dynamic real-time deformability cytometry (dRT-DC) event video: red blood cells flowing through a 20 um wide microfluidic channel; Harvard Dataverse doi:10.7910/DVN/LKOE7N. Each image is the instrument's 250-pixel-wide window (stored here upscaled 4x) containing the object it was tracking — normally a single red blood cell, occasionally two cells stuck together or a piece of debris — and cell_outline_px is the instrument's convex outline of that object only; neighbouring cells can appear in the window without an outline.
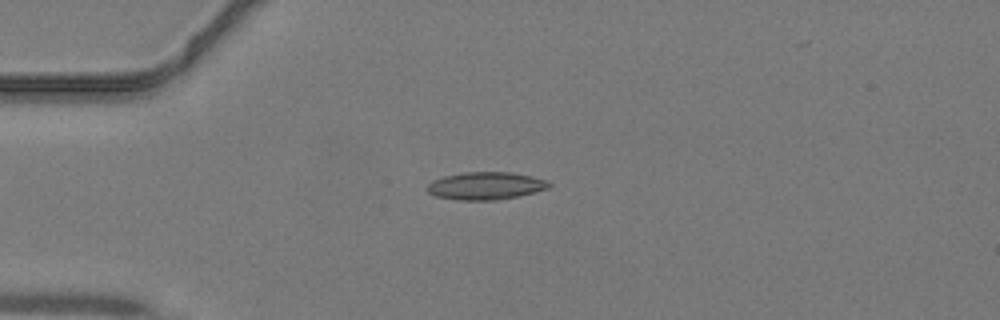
{"species": "common noctule bat (a hibernating species)", "species_latin": "Nyctalus noctula", "temperature_condition": "warm", "stored_images_in_passage": 33, "camera_frame_rate_fps": 3000, "um_per_image_px": 0.085, "animal": {"sex": "male", "body_mass_g": 19.2, "forearm_length_mm": 51.8}, "frame": {"image": 1, "passage_image": 2, "time_ms": 0.333, "image_size_px": [1000, 320], "cell_outline_px": [[552, 184], [548, 188], [536, 192], [496, 200], [456, 200], [436, 196], [428, 192], [428, 184], [432, 180], [444, 176], [464, 172], [512, 172], [532, 176], [544, 180]], "centroid_in_image_um": [41.27, 15.79], "position_along_channel_um": 43.7, "area_um2": 19.54}}
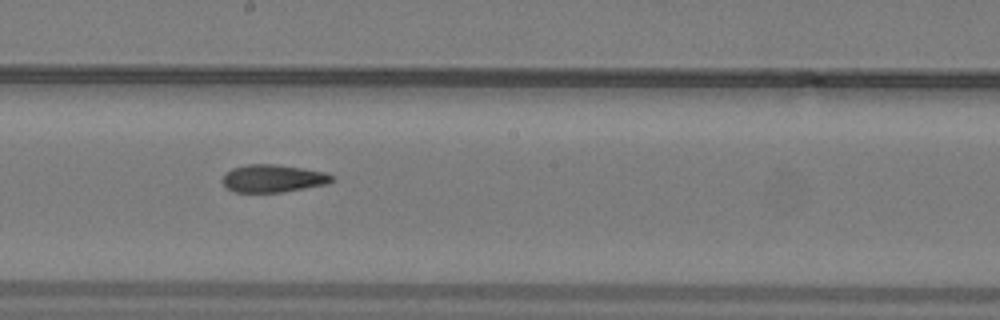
{"frame": {"image": 2, "passage_image": 15, "time_ms": 4.667, "image_size_px": [1000, 320], "cell_outline_px": [[336, 180], [328, 184], [280, 192], [232, 192], [220, 180], [224, 172], [232, 168], [244, 164], [276, 164], [304, 168], [324, 172], [336, 176]], "centroid_in_image_um": [23.2, 15.15], "position_along_channel_um": 225.0, "area_um2": 17.98}}
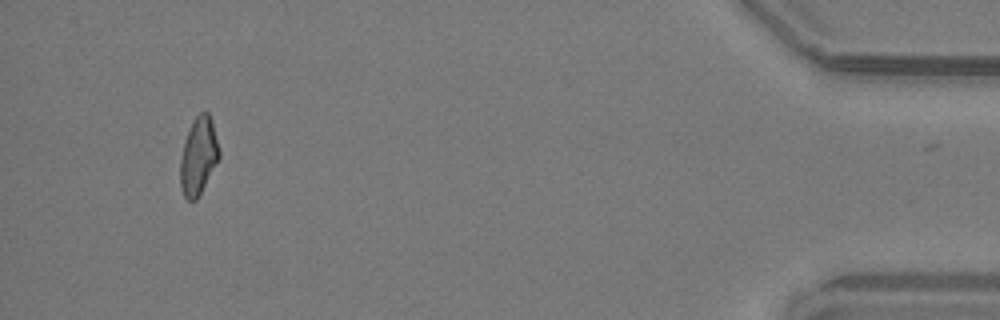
{"frame": {"image": 3, "passage_image": 32, "time_ms": 10.333, "image_size_px": [1000, 320], "cell_outline_px": [[220, 156], [196, 200], [188, 200], [184, 196], [180, 184], [180, 160], [184, 140], [196, 116], [200, 112], [208, 112], [212, 120], [220, 152]], "centroid_in_image_um": [16.86, 13.25], "position_along_channel_um": 418.3, "area_um2": 17.22}}